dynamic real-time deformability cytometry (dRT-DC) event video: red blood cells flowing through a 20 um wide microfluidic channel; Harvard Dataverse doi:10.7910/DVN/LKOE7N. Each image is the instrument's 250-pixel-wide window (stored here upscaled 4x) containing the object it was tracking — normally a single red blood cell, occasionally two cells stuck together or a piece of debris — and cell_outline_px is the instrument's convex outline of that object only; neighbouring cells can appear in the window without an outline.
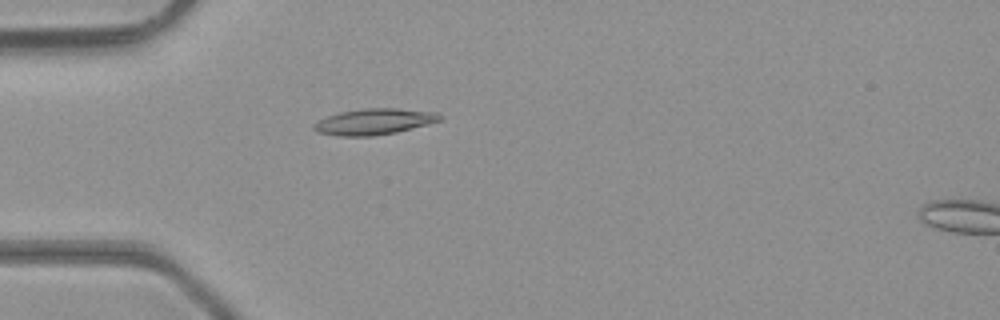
{"species": "common noctule bat (a hibernating species)", "species_latin": "Nyctalus noctula", "temperature_condition": "room temperature", "stored_images_in_passage": 1, "camera_frame_rate_fps": 3000, "um_per_image_px": 0.085, "animal": {"sex": "male", "body_mass_g": 23.1, "forearm_length_mm": 52.7}, "frame": {"image": 1, "passage_image": 1, "time_ms": 0.0, "image_size_px": [1000, 320], "cell_outline_px": [[444, 116], [440, 120], [428, 124], [396, 132], [372, 136], [340, 136], [316, 132], [312, 128], [312, 124], [328, 116], [340, 112], [364, 108], [396, 108], [436, 112]], "centroid_in_image_um": [31.79, 10.34], "position_along_channel_um": 53.2, "area_um2": 19.07}}